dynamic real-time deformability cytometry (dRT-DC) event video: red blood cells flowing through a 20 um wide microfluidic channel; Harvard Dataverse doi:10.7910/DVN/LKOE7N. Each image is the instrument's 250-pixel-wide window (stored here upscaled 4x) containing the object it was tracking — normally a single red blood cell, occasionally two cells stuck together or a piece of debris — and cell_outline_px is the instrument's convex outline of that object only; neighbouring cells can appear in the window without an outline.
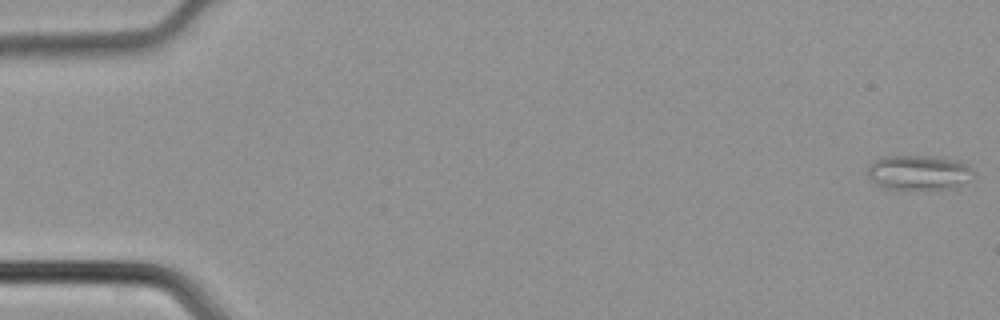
{"species": "common noctule bat (a hibernating species)", "species_latin": "Nyctalus noctula", "temperature_condition": "cold", "stored_images_in_passage": 46, "camera_frame_rate_fps": 3000, "um_per_image_px": 0.085, "animal": {"sex": "male", "body_mass_g": 21.5, "forearm_length_mm": 52.0}, "frame": {"image": 1, "passage_image": 1, "time_ms": 0.0, "image_size_px": [1000, 320], "cell_outline_px": [[976, 176], [972, 180], [956, 188], [904, 192], [884, 188], [876, 184], [868, 176], [868, 168], [876, 160], [884, 156], [936, 156], [960, 160], [968, 164], [976, 172]], "centroid_in_image_um": [78.2, 14.71], "position_along_channel_um": 6.8, "area_um2": 22.72}}
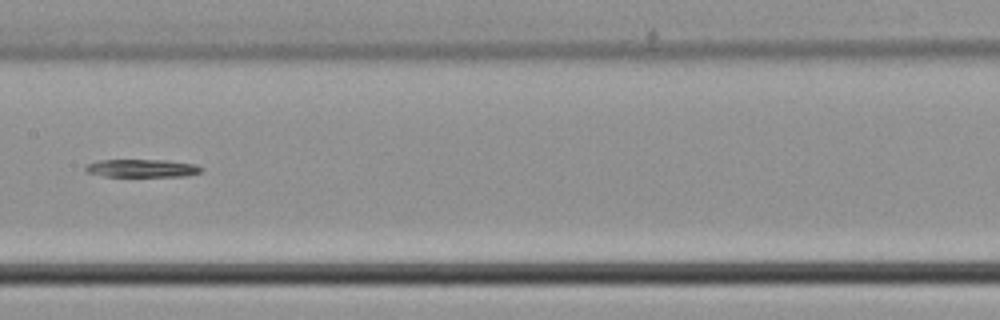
{"frame": {"image": 2, "passage_image": 24, "time_ms": 7.667, "image_size_px": [1000, 320], "cell_outline_px": [[204, 168], [200, 172], [184, 176], [104, 176], [84, 172], [84, 168], [88, 164], [96, 160], [168, 160], [196, 164]], "centroid_in_image_um": [12.05, 14.29], "position_along_channel_um": 195.3, "area_um2": 12.14}}
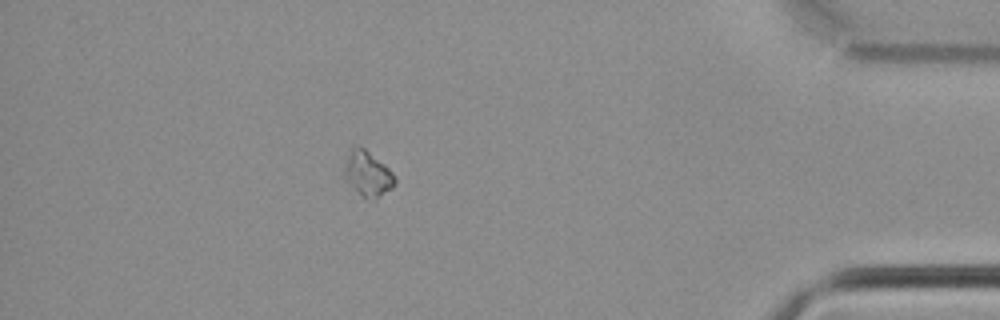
{"frame": {"image": 3, "passage_image": 41, "time_ms": 13.333, "image_size_px": [1000, 320], "cell_outline_px": [[396, 184], [392, 188], [376, 200], [368, 200], [352, 184], [344, 172], [344, 160], [352, 148], [356, 144], [360, 144], [384, 164], [396, 176]], "centroid_in_image_um": [31.3, 14.73], "position_along_channel_um": 403.9, "area_um2": 13.12}}